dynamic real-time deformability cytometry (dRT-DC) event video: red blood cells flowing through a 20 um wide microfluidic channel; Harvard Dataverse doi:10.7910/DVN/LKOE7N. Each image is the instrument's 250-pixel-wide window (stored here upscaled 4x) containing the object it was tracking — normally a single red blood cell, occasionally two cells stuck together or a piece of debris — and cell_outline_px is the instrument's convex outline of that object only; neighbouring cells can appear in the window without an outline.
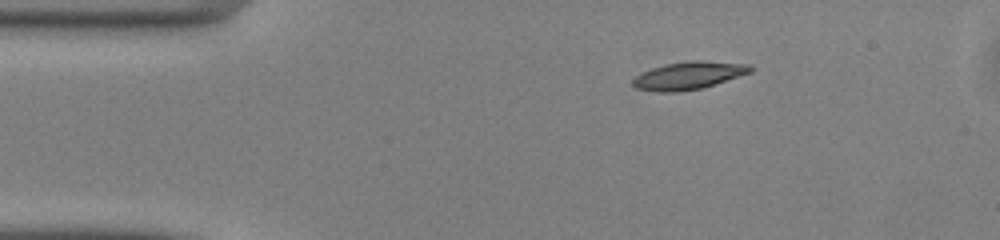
{"species": "common noctule bat (a hibernating species)", "species_latin": "Nyctalus noctula", "temperature_condition": "warm", "stored_images_in_passage": 4, "camera_frame_rate_fps": 3000, "um_per_image_px": 0.085, "animal": {"sex": "male", "body_mass_g": 13.0, "forearm_length_mm": 53.1}, "frame": {"image": 1, "passage_image": 1, "time_ms": 0.0, "image_size_px": [1000, 240], "cell_outline_px": [[752, 72], [704, 88], [676, 92], [656, 92], [636, 88], [632, 84], [632, 80], [640, 72], [664, 64], [696, 60], [700, 60], [752, 64]], "centroid_in_image_um": [58.54, 6.42], "position_along_channel_um": 26.5, "area_um2": 19.19}}